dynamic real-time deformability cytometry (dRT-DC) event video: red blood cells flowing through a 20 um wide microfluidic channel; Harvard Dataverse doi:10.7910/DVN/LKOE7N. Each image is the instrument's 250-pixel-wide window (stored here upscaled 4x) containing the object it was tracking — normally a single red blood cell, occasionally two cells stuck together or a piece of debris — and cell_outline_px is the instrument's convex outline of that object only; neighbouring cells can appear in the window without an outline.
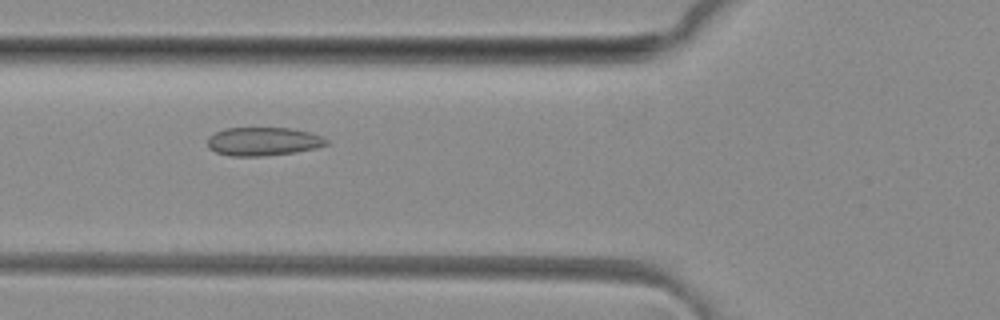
{"species": "common noctule bat (a hibernating species)", "species_latin": "Nyctalus noctula", "temperature_condition": "room temperature", "stored_images_in_passage": 20, "camera_frame_rate_fps": 3000, "um_per_image_px": 0.085, "animal": {"sex": "female", "body_mass_g": 29.2, "forearm_length_mm": 56.3}, "frame": {"image": 1, "passage_image": 9, "time_ms": 2.667, "image_size_px": [1000, 320], "cell_outline_px": [[328, 144], [316, 148], [292, 152], [260, 156], [228, 156], [216, 152], [208, 148], [208, 136], [224, 128], [292, 128], [308, 132], [320, 136], [328, 140]], "centroid_in_image_um": [22.33, 12.02], "position_along_channel_um": 103.5, "area_um2": 19.59}}
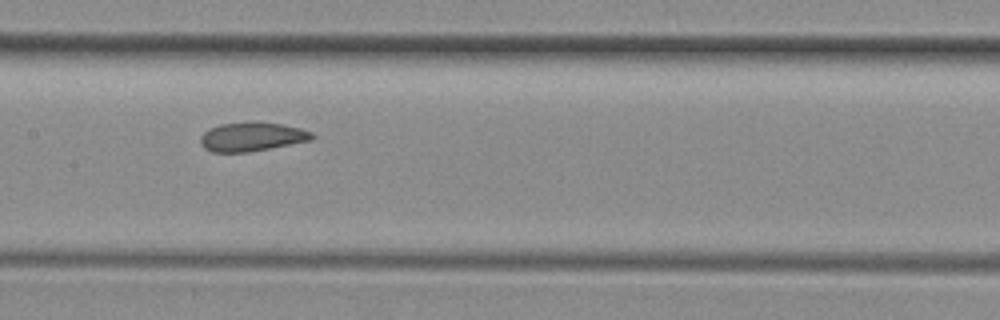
{"frame": {"image": 2, "passage_image": 15, "time_ms": 4.667, "image_size_px": [1000, 320], "cell_outline_px": [[316, 136], [312, 140], [248, 152], [212, 152], [204, 148], [200, 144], [200, 136], [208, 128], [220, 124], [256, 120], [280, 124], [300, 128], [312, 132]], "centroid_in_image_um": [21.39, 11.6], "position_along_channel_um": 186.0, "area_um2": 19.13}}
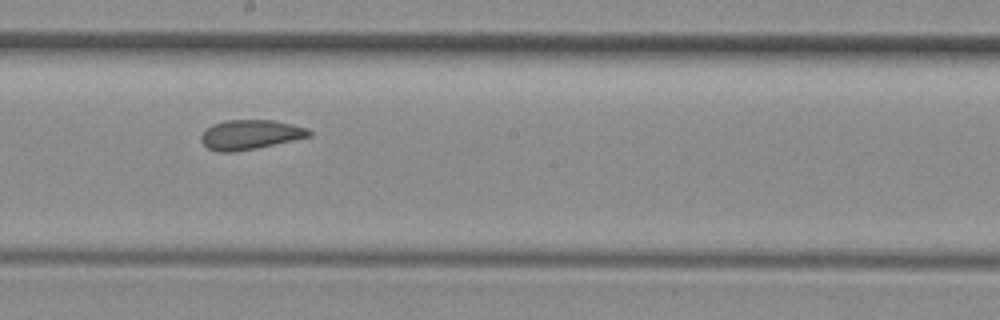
{"frame": {"image": 3, "passage_image": 18, "time_ms": 5.667, "image_size_px": [1000, 320], "cell_outline_px": [[312, 136], [256, 148], [236, 152], [216, 152], [208, 148], [200, 140], [200, 136], [212, 124], [228, 120], [276, 120], [308, 128], [312, 132]], "centroid_in_image_um": [21.28, 11.44], "position_along_channel_um": 226.9, "area_um2": 18.67}}